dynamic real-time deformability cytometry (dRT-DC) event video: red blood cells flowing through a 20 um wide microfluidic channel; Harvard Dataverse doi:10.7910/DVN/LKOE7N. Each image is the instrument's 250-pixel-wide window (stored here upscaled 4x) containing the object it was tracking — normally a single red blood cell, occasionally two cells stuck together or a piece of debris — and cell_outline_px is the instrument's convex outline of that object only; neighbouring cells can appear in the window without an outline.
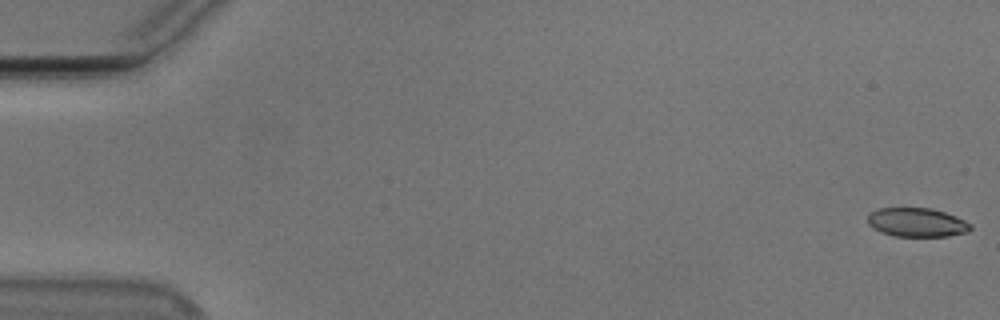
{"species": "Egyptian fruit bat (a non-hibernating species)", "species_latin": "Rousettus aegyptiacus", "temperature_condition": "cold", "stored_images_in_passage": 55, "camera_frame_rate_fps": 3000, "um_per_image_px": 0.085, "animal": {"sex": "male"}, "frame": {"image": 1, "passage_image": 1, "time_ms": 0.0, "image_size_px": [1000, 320], "cell_outline_px": [[972, 228], [968, 232], [948, 236], [896, 236], [880, 232], [872, 228], [868, 224], [868, 212], [880, 208], [932, 208], [956, 216], [972, 224]], "centroid_in_image_um": [77.93, 18.9], "position_along_channel_um": 7.1, "area_um2": 17.46}}
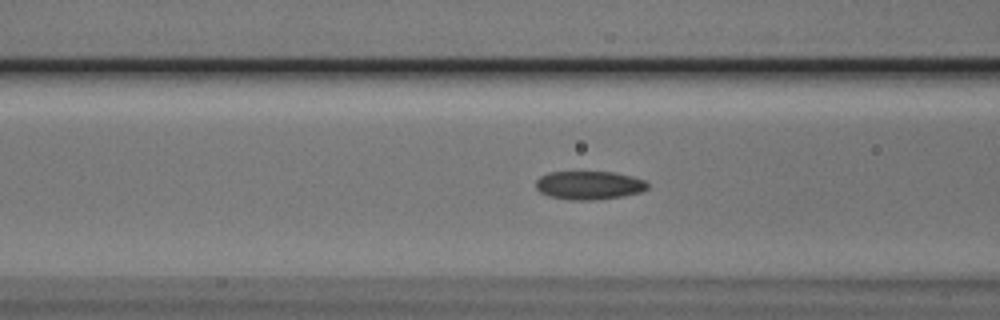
{"frame": {"image": 2, "passage_image": 22, "time_ms": 7.0, "image_size_px": [1000, 320], "cell_outline_px": [[648, 188], [640, 192], [624, 196], [596, 200], [572, 200], [548, 196], [540, 192], [536, 188], [536, 180], [540, 176], [548, 172], [616, 172], [632, 176], [644, 180], [648, 184]], "centroid_in_image_um": [50.07, 15.75], "position_along_channel_um": 116.5, "area_um2": 18.67}}
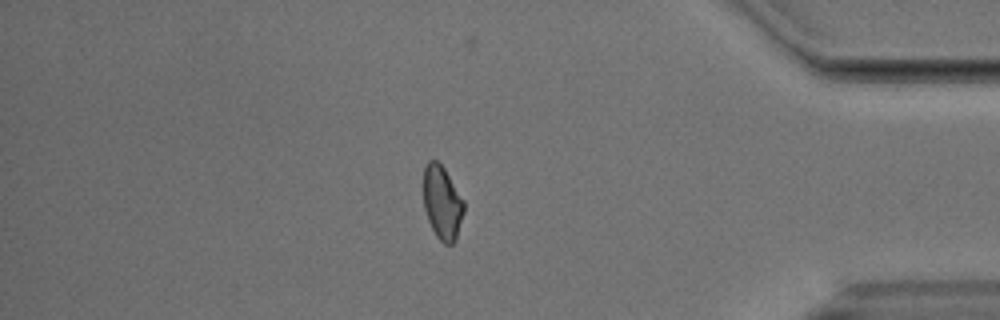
{"frame": {"image": 3, "passage_image": 47, "time_ms": 15.333, "image_size_px": [1000, 320], "cell_outline_px": [[464, 212], [456, 240], [452, 244], [444, 244], [436, 236], [428, 220], [424, 208], [424, 168], [428, 160], [436, 160], [444, 168], [464, 200]], "centroid_in_image_um": [37.6, 17.24], "position_along_channel_um": 397.6, "area_um2": 17.34}, "authors_computed_cell_mechanics": {"area_um2": 18.4382, "velocity_mm_per_s": 3.7615, "shape_relaxation_time_tau1_ms": 5.8268, "shape_relaxation_time_tau2_ms": 2.9437, "deformation_change_tau1": 0.1201, "deformation_change_tau2": 0.0706}}